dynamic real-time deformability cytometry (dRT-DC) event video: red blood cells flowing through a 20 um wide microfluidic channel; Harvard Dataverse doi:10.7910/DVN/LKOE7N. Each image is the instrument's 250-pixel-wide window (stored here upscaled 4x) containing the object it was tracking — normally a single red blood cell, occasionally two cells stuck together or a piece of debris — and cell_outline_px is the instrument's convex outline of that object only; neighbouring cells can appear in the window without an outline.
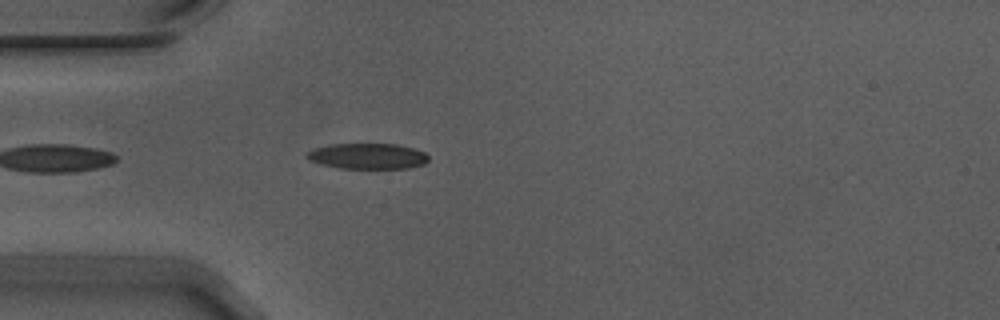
{"species": "Egyptian fruit bat (a non-hibernating species)", "species_latin": "Rousettus aegyptiacus", "temperature_condition": "warm", "stored_images_in_passage": 41, "camera_frame_rate_fps": 3000, "um_per_image_px": 0.085, "animal": {"sex": "male"}, "frame": {"image": 1, "passage_image": 3, "time_ms": 0.667, "image_size_px": [1000, 320], "cell_outline_px": [[428, 160], [424, 164], [408, 168], [340, 168], [320, 164], [308, 160], [304, 156], [308, 152], [316, 148], [332, 144], [396, 144], [412, 148], [424, 152], [428, 156]], "centroid_in_image_um": [31.23, 13.27], "position_along_channel_um": 53.8, "area_um2": 18.09}}
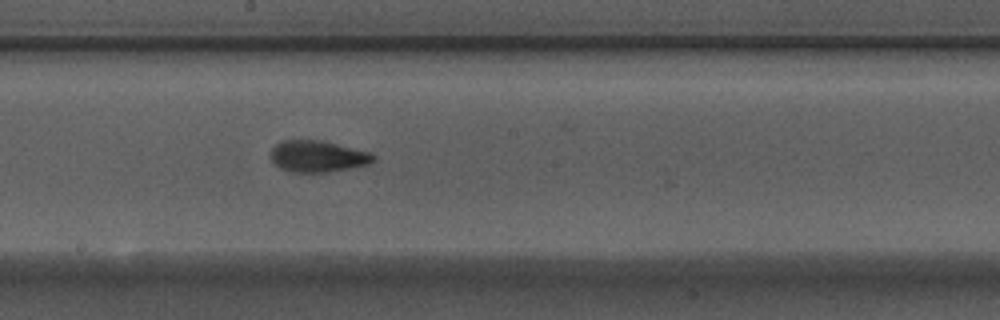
{"frame": {"image": 2, "passage_image": 17, "time_ms": 5.333, "image_size_px": [1000, 320], "cell_outline_px": [[376, 156], [368, 164], [328, 172], [288, 172], [280, 168], [272, 160], [272, 148], [276, 144], [284, 140], [324, 140], [368, 152]], "centroid_in_image_um": [26.98, 13.28], "position_along_channel_um": 221.2, "area_um2": 18.61}}
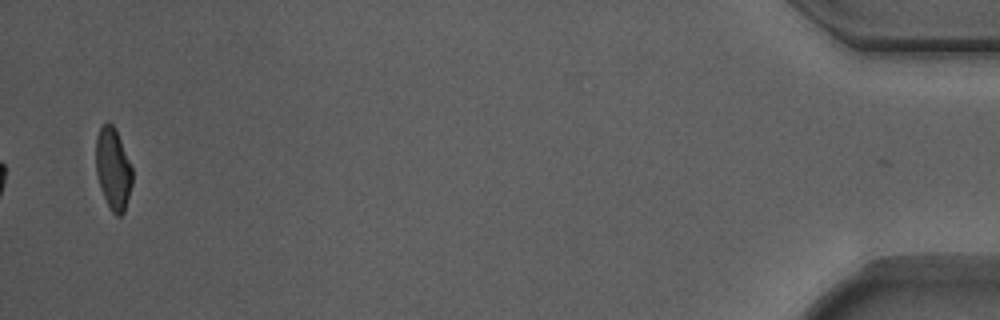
{"frame": {"image": 3, "passage_image": 41, "time_ms": 13.333, "image_size_px": [1000, 320], "cell_outline_px": [[132, 184], [124, 212], [120, 216], [116, 216], [112, 212], [100, 188], [96, 172], [96, 136], [100, 128], [108, 120], [112, 124], [120, 140], [132, 168]], "centroid_in_image_um": [9.6, 14.36], "position_along_channel_um": 425.6, "area_um2": 17.11}, "authors_computed_cell_mechanics": {"area_um2": 18.6116, "velocity_mm_per_s": 3.73, "shape_relaxation_time_tau1_ms": 5.0498, "shape_relaxation_time_tau2_ms": 1.7749, "deformation_change_tau1": 0.1614, "deformation_change_tau2": 0.0916}}